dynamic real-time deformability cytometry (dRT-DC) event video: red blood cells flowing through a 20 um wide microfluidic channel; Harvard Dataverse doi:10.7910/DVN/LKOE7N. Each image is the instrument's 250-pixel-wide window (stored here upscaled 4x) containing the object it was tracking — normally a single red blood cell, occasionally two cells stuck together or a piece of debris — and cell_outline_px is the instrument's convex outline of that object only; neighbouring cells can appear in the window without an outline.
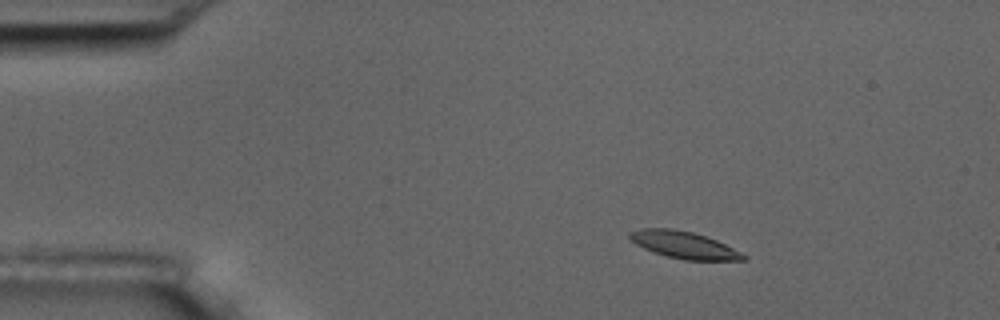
{"species": "common noctule bat (a hibernating species)", "species_latin": "Nyctalus noctula", "temperature_condition": "room temperature", "stored_images_in_passage": 48, "camera_frame_rate_fps": 3000, "um_per_image_px": 0.085, "animal": {"sex": "male", "body_mass_g": 17.5, "forearm_length_mm": 52.3}, "frame": {"image": 1, "passage_image": 1, "time_ms": 0.0, "image_size_px": [1000, 320], "cell_outline_px": [[748, 256], [744, 260], [684, 260], [668, 256], [644, 248], [636, 244], [628, 236], [628, 232], [640, 228], [672, 228], [692, 232], [716, 240]], "centroid_in_image_um": [58.11, 20.81], "position_along_channel_um": 26.9, "area_um2": 17.63}}
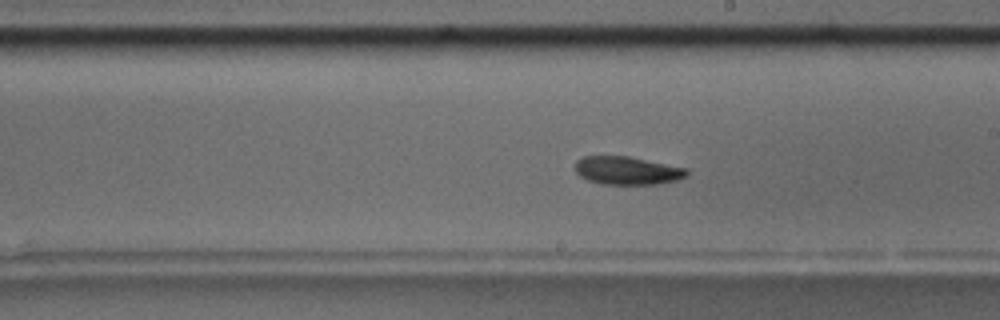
{"frame": {"image": 2, "passage_image": 24, "time_ms": 7.667, "image_size_px": [1000, 320], "cell_outline_px": [[688, 176], [676, 180], [656, 184], [600, 184], [588, 180], [580, 176], [576, 172], [576, 160], [580, 156], [628, 156], [688, 168]], "centroid_in_image_um": [53.31, 14.49], "position_along_channel_um": 235.7, "area_um2": 18.38}}
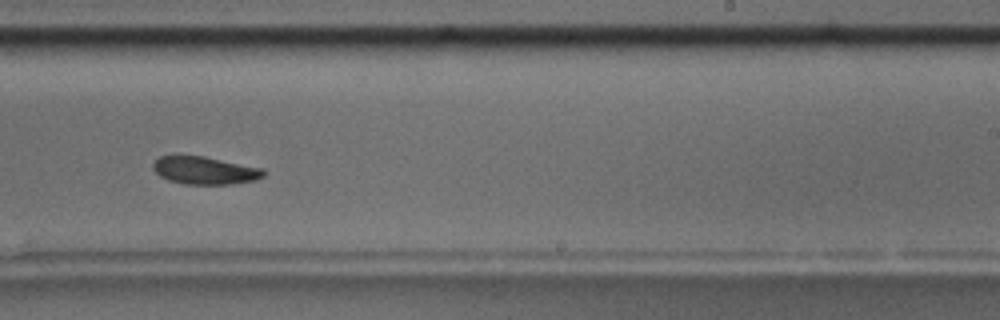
{"frame": {"image": 3, "passage_image": 27, "time_ms": 8.667, "image_size_px": [1000, 320], "cell_outline_px": [[268, 172], [264, 176], [256, 180], [232, 184], [184, 184], [168, 180], [160, 176], [152, 168], [152, 164], [160, 156], [204, 156], [264, 168]], "centroid_in_image_um": [17.46, 14.49], "position_along_channel_um": 271.5, "area_um2": 17.98}, "authors_computed_cell_mechanics": {"area_um2": 18.8139, "velocity_mm_per_s": 3.5921, "shape_relaxation_time_tau1_ms": 2.1048, "shape_relaxation_time_tau2_ms": null, "deformation_change_tau1": 0.0924, "deformation_change_tau2": null}}